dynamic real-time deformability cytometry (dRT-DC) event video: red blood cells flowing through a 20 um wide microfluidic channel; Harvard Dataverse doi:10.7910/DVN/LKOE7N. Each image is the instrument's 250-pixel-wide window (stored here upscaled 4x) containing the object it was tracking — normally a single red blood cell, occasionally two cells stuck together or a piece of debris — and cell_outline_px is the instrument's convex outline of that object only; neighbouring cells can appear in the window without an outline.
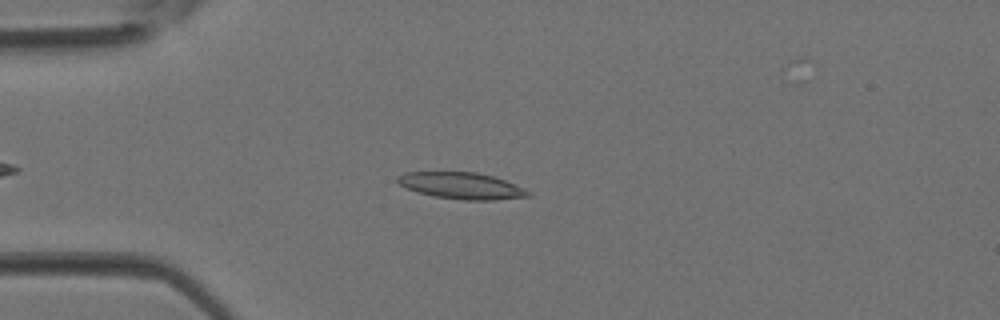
{"species": "Egyptian fruit bat (a non-hibernating species)", "species_latin": "Rousettus aegyptiacus", "temperature_condition": "room temperature", "stored_images_in_passage": 4, "camera_frame_rate_fps": 3000, "um_per_image_px": 0.085, "animal": {"sex": "female"}, "frame": {"image": 1, "passage_image": 4, "time_ms": 1.0, "image_size_px": [1000, 320], "cell_outline_px": [[532, 196], [492, 200], [464, 200], [436, 196], [420, 192], [408, 188], [400, 184], [396, 180], [396, 176], [404, 172], [476, 172], [492, 176], [504, 180], [524, 188], [532, 192]], "centroid_in_image_um": [39.26, 15.78], "position_along_channel_um": 45.7, "area_um2": 20.0}}